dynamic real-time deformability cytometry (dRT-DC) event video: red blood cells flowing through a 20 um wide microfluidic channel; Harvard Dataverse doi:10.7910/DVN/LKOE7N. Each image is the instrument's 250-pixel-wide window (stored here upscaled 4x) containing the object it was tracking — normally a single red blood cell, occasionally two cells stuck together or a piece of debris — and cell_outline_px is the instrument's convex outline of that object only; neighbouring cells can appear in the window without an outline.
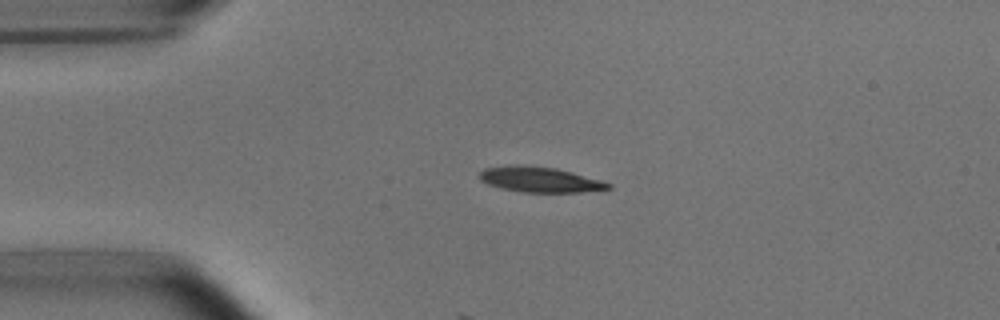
{"species": "common noctule bat (a hibernating species)", "species_latin": "Nyctalus noctula", "temperature_condition": "room temperature", "stored_images_in_passage": 3, "camera_frame_rate_fps": 3000, "um_per_image_px": 0.085, "animal": {"sex": "male", "body_mass_g": 15.6}, "frame": {"image": 1, "passage_image": 2, "time_ms": 2.0, "image_size_px": [1000, 320], "cell_outline_px": [[612, 188], [580, 192], [524, 192], [500, 188], [488, 184], [480, 180], [480, 172], [484, 168], [512, 164], [520, 164], [556, 168], [572, 172], [600, 180], [612, 184]], "centroid_in_image_um": [45.86, 15.25], "position_along_channel_um": 39.1, "area_um2": 19.02}}